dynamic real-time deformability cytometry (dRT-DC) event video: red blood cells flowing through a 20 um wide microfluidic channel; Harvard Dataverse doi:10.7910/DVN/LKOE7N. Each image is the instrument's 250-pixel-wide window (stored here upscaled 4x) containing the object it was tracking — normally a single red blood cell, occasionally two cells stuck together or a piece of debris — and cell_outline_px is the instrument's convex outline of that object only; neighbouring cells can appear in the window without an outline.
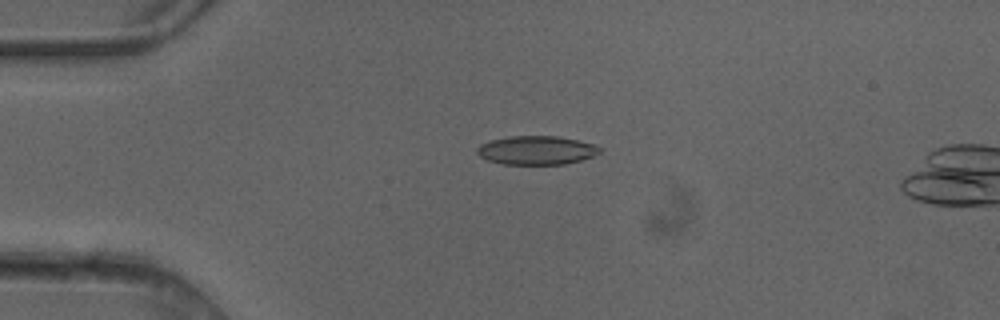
{"species": "common noctule bat (a hibernating species)", "species_latin": "Nyctalus noctula", "temperature_condition": "cold", "stored_images_in_passage": 4, "camera_frame_rate_fps": 3000, "um_per_image_px": 0.085, "animal": {"sex": "female"}, "frame": {"image": 1, "passage_image": 3, "time_ms": 0.667, "image_size_px": [1000, 320], "cell_outline_px": [[604, 148], [600, 152], [592, 156], [580, 160], [564, 164], [504, 164], [488, 160], [480, 156], [476, 152], [476, 148], [480, 144], [488, 140], [508, 136], [556, 136], [576, 140], [592, 144]], "centroid_in_image_um": [45.56, 12.76], "position_along_channel_um": 39.4, "area_um2": 20.52}}